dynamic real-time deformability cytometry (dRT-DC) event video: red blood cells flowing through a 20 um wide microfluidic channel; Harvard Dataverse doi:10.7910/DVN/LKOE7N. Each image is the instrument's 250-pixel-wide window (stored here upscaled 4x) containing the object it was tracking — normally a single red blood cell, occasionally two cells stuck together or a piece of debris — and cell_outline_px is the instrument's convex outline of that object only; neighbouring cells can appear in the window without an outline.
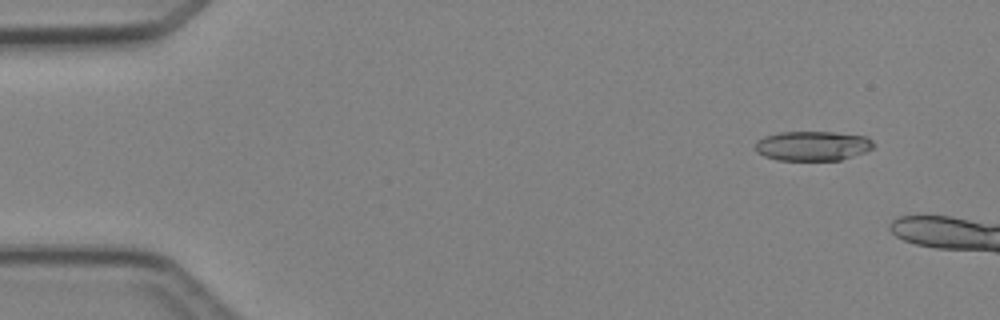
{"species": "Egyptian fruit bat (a non-hibernating species)", "species_latin": "Rousettus aegyptiacus", "temperature_condition": "cold", "stored_images_in_passage": 4, "camera_frame_rate_fps": 3000, "um_per_image_px": 0.085, "animal": {"sex": "female"}, "frame": {"image": 1, "passage_image": 2, "time_ms": 1.333, "image_size_px": [1000, 320], "cell_outline_px": [[872, 148], [864, 152], [840, 160], [776, 160], [764, 156], [756, 152], [756, 140], [764, 136], [780, 132], [836, 132], [868, 136], [872, 140]], "centroid_in_image_um": [69.05, 12.39], "position_along_channel_um": 16.0, "area_um2": 20.46}}